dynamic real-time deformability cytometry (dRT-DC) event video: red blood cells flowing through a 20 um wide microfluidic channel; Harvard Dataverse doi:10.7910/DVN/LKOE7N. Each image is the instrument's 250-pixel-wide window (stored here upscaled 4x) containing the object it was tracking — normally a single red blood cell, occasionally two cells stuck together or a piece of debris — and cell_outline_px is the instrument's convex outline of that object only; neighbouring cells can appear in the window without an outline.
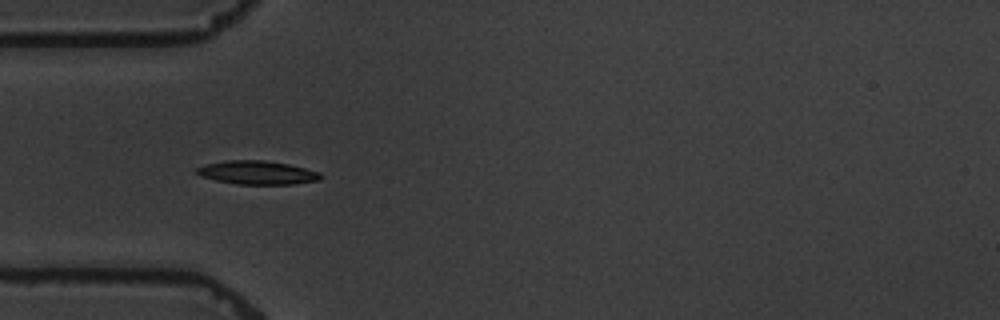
{"species": "common noctule bat (a hibernating species)", "species_latin": "Nyctalus noctula", "temperature_condition": "warm", "stored_images_in_passage": 10, "camera_frame_rate_fps": 3000, "um_per_image_px": 0.085, "animal": {"sex": "male", "body_mass_g": 19.5, "forearm_length_mm": 54.6}, "frame": {"image": 1, "passage_image": 5, "time_ms": 5.667, "image_size_px": [1000, 320], "cell_outline_px": [[324, 176], [320, 180], [292, 184], [236, 184], [216, 180], [200, 176], [196, 172], [196, 168], [204, 164], [224, 160], [264, 160], [288, 164], [320, 172]], "centroid_in_image_um": [21.86, 14.66], "position_along_channel_um": 63.1, "area_um2": 17.11}}
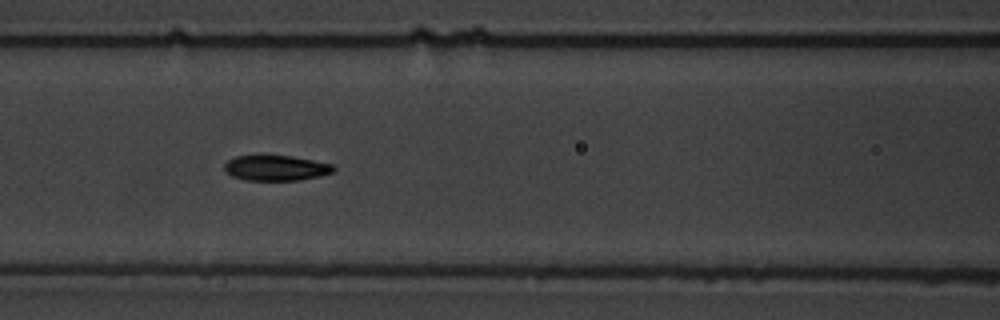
{"frame": {"image": 2, "passage_image": 7, "time_ms": 8.0, "image_size_px": [1000, 320], "cell_outline_px": [[336, 168], [332, 172], [320, 176], [300, 180], [248, 180], [232, 176], [224, 168], [224, 164], [228, 160], [236, 156], [292, 156], [332, 164]], "centroid_in_image_um": [23.48, 14.28], "position_along_channel_um": 143.1, "area_um2": 15.9}}
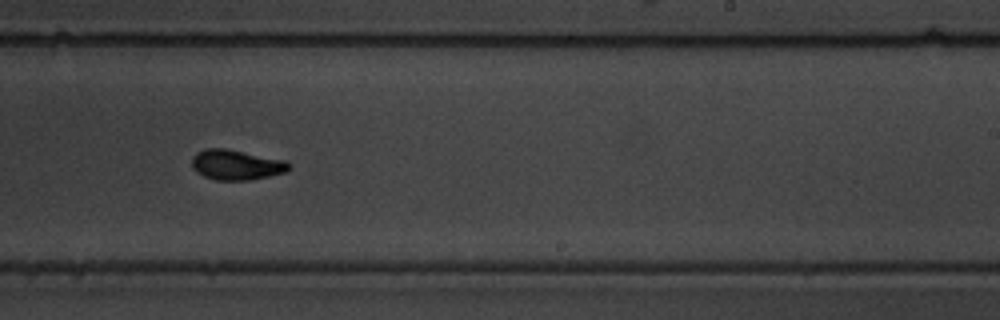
{"frame": {"image": 3, "passage_image": 10, "time_ms": 11.667, "image_size_px": [1000, 320], "cell_outline_px": [[288, 168], [284, 172], [268, 176], [248, 180], [216, 180], [204, 176], [196, 172], [192, 168], [192, 156], [196, 152], [204, 148], [224, 148], [284, 160], [288, 164]], "centroid_in_image_um": [19.99, 14.0], "position_along_channel_um": 269.0, "area_um2": 16.82}}